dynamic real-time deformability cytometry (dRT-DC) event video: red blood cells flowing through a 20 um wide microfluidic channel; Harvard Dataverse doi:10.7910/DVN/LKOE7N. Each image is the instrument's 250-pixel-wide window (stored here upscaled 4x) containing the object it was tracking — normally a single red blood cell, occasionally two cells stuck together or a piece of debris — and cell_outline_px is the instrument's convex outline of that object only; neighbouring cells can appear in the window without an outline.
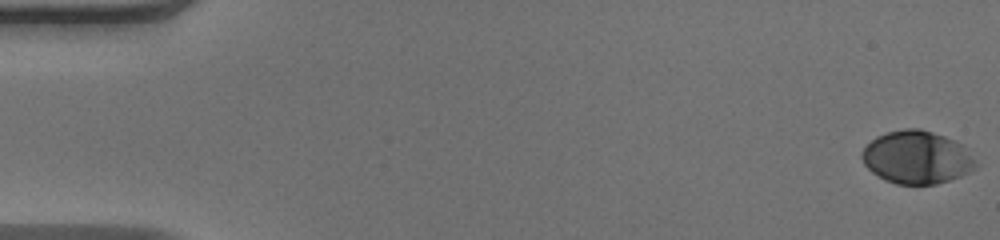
{"species": "human", "species_latin": "Homo sapiens", "temperature_condition": "warm", "stored_images_in_passage": 50, "camera_frame_rate_fps": 3000, "um_per_image_px": 0.085, "donor": {"sex": "male"}, "frame": {"image": 1, "passage_image": 1, "time_ms": 0.0, "image_size_px": [1000, 240], "cell_outline_px": [[976, 168], [960, 176], [936, 184], [896, 184], [884, 180], [872, 172], [864, 164], [860, 156], [860, 152], [876, 136], [888, 132], [904, 128], [920, 128], [944, 136], [964, 144], [976, 160]], "centroid_in_image_um": [77.93, 13.37], "position_along_channel_um": 7.1, "area_um2": 35.26}}
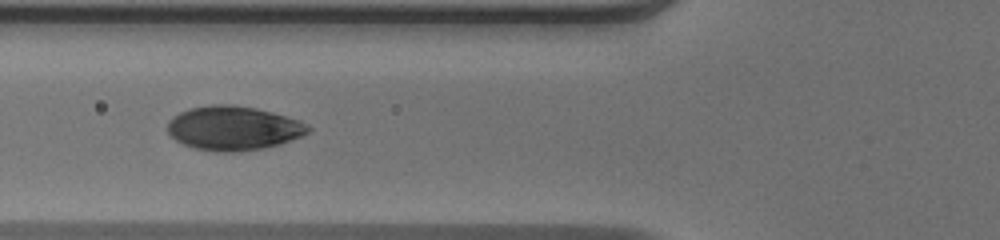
{"frame": {"image": 2, "passage_image": 20, "time_ms": 6.333, "image_size_px": [1000, 240], "cell_outline_px": [[312, 128], [308, 132], [300, 136], [280, 144], [264, 148], [236, 152], [216, 152], [196, 148], [184, 144], [176, 140], [168, 132], [168, 120], [172, 116], [188, 108], [212, 104], [228, 104], [256, 108], [272, 112], [300, 120], [308, 124]], "centroid_in_image_um": [19.84, 10.89], "position_along_channel_um": 106.0, "area_um2": 36.24}}
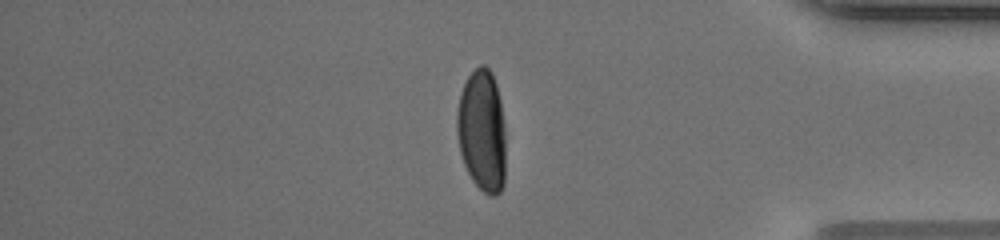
{"frame": {"image": 3, "passage_image": 43, "time_ms": 14.0, "image_size_px": [1000, 240], "cell_outline_px": [[504, 184], [500, 192], [496, 196], [492, 196], [484, 192], [472, 180], [464, 164], [460, 152], [456, 128], [456, 112], [460, 92], [468, 76], [480, 64], [484, 64], [492, 72], [496, 84], [500, 100], [504, 124]], "centroid_in_image_um": [40.95, 11.1], "position_along_channel_um": 394.2, "area_um2": 34.8}}